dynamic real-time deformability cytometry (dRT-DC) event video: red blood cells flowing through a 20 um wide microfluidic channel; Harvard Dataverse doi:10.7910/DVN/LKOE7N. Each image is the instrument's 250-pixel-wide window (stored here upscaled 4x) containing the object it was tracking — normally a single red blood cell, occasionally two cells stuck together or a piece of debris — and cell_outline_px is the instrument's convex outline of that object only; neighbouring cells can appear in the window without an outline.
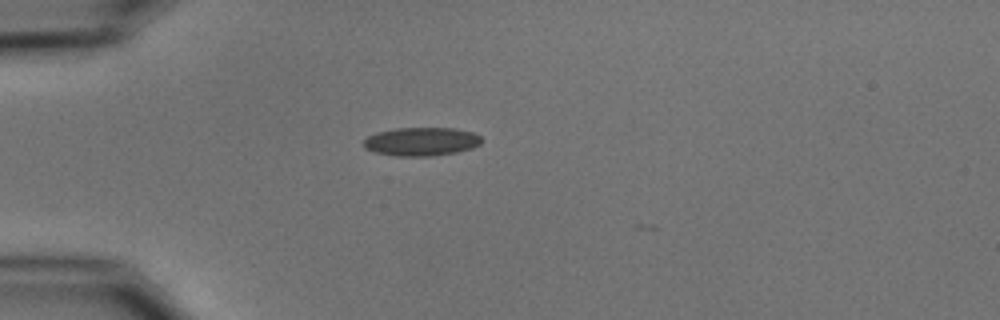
{"species": "common noctule bat (a hibernating species)", "species_latin": "Nyctalus noctula", "temperature_condition": "cold", "stored_images_in_passage": 4, "camera_frame_rate_fps": 3000, "um_per_image_px": 0.085, "animal": {"sex": "male", "body_mass_g": 15.6}, "frame": {"image": 1, "passage_image": 2, "time_ms": 0.333, "image_size_px": [1000, 320], "cell_outline_px": [[484, 140], [480, 144], [472, 148], [456, 152], [432, 156], [396, 156], [376, 152], [364, 148], [364, 140], [368, 136], [376, 132], [396, 128], [452, 128], [472, 132], [480, 136]], "centroid_in_image_um": [35.82, 12.03], "position_along_channel_um": 49.2, "area_um2": 19.59}}